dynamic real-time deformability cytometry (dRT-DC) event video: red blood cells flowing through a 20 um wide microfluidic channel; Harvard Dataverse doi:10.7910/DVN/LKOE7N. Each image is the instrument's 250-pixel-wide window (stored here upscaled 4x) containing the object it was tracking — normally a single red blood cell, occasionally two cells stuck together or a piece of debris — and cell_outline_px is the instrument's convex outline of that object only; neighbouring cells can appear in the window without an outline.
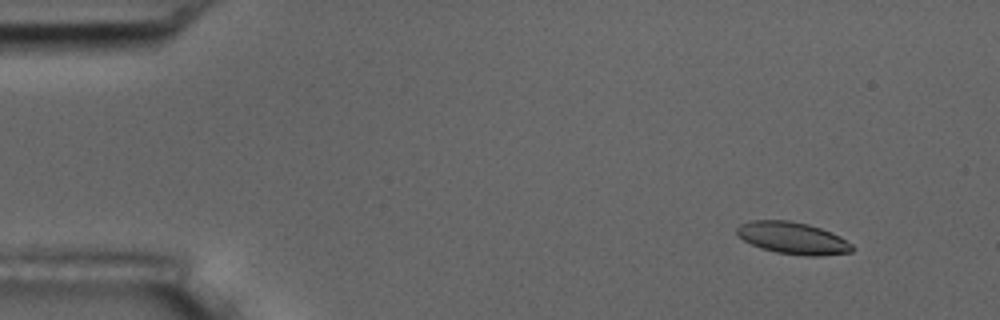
{"species": "common noctule bat (a hibernating species)", "species_latin": "Nyctalus noctula", "temperature_condition": "room temperature", "stored_images_in_passage": 5, "camera_frame_rate_fps": 3000, "um_per_image_px": 0.085, "animal": {"sex": "male", "body_mass_g": 17.5, "forearm_length_mm": 52.3}, "frame": {"image": 1, "passage_image": 2, "time_ms": 0.333, "image_size_px": [1000, 320], "cell_outline_px": [[856, 248], [852, 252], [820, 256], [808, 256], [776, 252], [760, 248], [744, 240], [736, 232], [736, 228], [740, 224], [752, 220], [788, 220], [808, 224], [832, 232], [840, 236], [852, 244]], "centroid_in_image_um": [67.42, 20.24], "position_along_channel_um": 17.6, "area_um2": 21.56}}
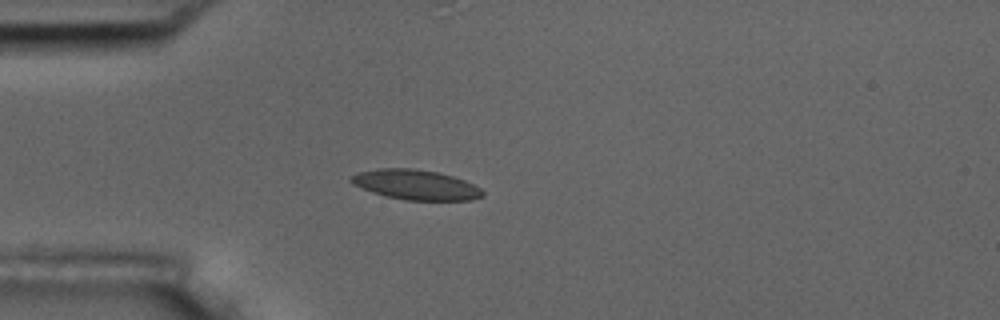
{"frame": {"image": 2, "passage_image": 5, "time_ms": 1.333, "image_size_px": [1000, 320], "cell_outline_px": [[484, 196], [472, 200], [404, 200], [384, 196], [372, 192], [352, 184], [348, 180], [348, 176], [356, 172], [380, 168], [412, 168], [440, 172], [464, 180], [480, 188], [484, 192]], "centroid_in_image_um": [35.29, 15.7], "position_along_channel_um": 49.7, "area_um2": 23.24}}